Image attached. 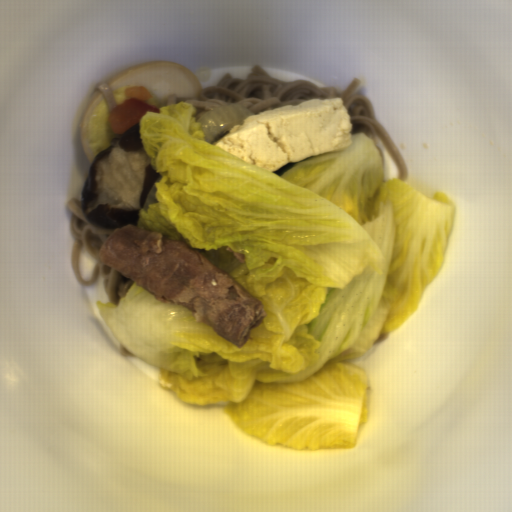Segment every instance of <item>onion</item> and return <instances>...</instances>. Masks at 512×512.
<instances>
[{"mask_svg": "<svg viewBox=\"0 0 512 512\" xmlns=\"http://www.w3.org/2000/svg\"><path fill=\"white\" fill-rule=\"evenodd\" d=\"M256 116L241 103H231L211 108L197 123H200L205 134V140L217 144L237 124H244L245 120Z\"/></svg>", "mask_w": 512, "mask_h": 512, "instance_id": "obj_1", "label": "onion"}]
</instances>
